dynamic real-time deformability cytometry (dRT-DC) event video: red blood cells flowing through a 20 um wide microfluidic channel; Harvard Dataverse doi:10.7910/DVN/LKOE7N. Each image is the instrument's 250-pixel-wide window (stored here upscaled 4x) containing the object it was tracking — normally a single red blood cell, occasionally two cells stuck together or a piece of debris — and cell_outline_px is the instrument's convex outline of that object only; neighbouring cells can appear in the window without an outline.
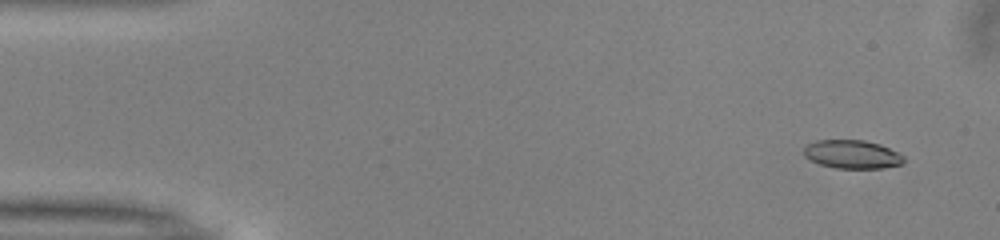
{"species": "common noctule bat (a hibernating species)", "species_latin": "Nyctalus noctula", "temperature_condition": "warm", "stored_images_in_passage": 52, "camera_frame_rate_fps": 3000, "um_per_image_px": 0.085, "animal": {"sex": "male", "body_mass_g": 13.0, "forearm_length_mm": 53.1}, "frame": {"image": 1, "passage_image": 4, "time_ms": 1.0, "image_size_px": [1000, 240], "cell_outline_px": [[904, 160], [900, 164], [884, 168], [836, 168], [820, 164], [804, 156], [804, 148], [808, 144], [816, 140], [864, 140], [880, 144], [904, 156]], "centroid_in_image_um": [72.42, 13.11], "position_along_channel_um": 12.6, "area_um2": 16.42}}
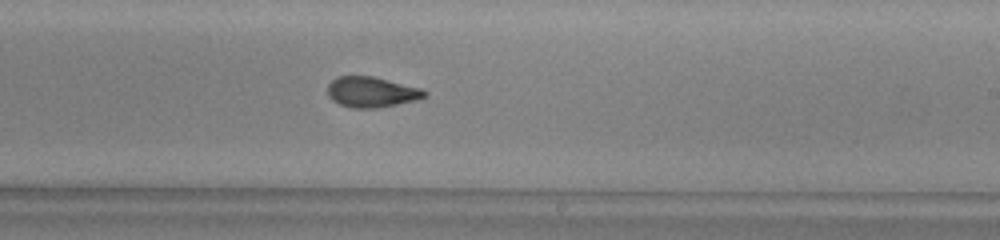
{"frame": {"image": 2, "passage_image": 31, "time_ms": 10.0, "image_size_px": [1000, 240], "cell_outline_px": [[428, 96], [416, 100], [376, 108], [352, 108], [340, 104], [332, 100], [328, 96], [328, 84], [336, 76], [372, 76], [420, 88], [428, 92]], "centroid_in_image_um": [31.57, 7.82], "position_along_channel_um": 257.4, "area_um2": 17.17}}
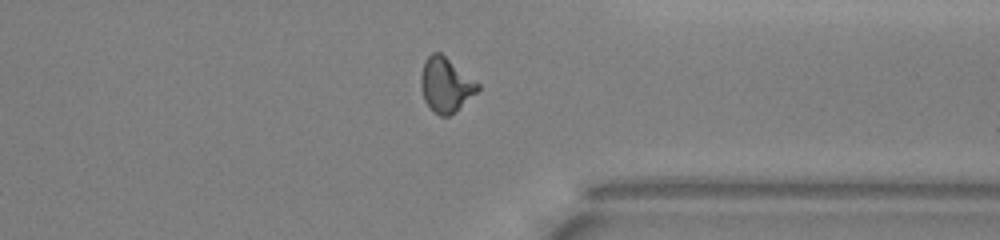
{"frame": {"image": 3, "passage_image": 40, "time_ms": 13.0, "image_size_px": [1000, 240], "cell_outline_px": [[480, 88], [476, 92], [448, 116], [440, 116], [432, 112], [424, 100], [420, 84], [420, 76], [424, 60], [432, 52], [440, 52], [480, 84]], "centroid_in_image_um": [37.84, 7.19], "position_along_channel_um": 373.6, "area_um2": 17.86}, "authors_computed_cell_mechanics": {"area_um2": 17.4556, "velocity_mm_per_s": 4.0181, "shape_relaxation_time_tau1_ms": 6.0739, "shape_relaxation_time_tau2_ms": 1.9379, "deformation_change_tau1": 0.1976, "deformation_change_tau2": 0.0908}}